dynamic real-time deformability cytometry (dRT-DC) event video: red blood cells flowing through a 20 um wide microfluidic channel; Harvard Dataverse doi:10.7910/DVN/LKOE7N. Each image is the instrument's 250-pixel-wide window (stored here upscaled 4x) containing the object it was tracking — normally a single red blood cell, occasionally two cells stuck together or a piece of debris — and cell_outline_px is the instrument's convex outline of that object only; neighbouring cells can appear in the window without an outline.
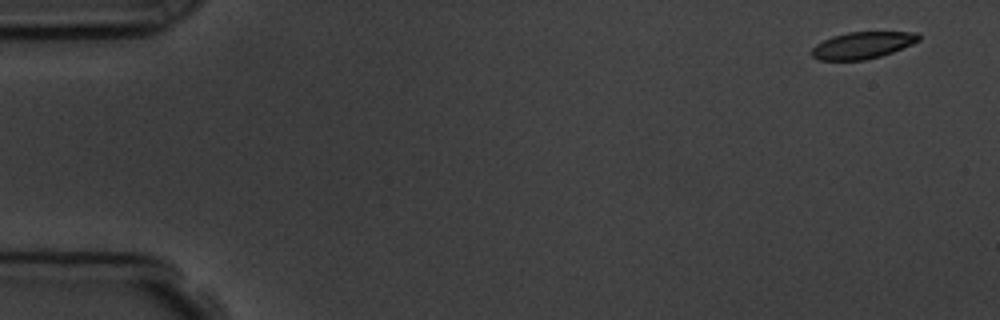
{"species": "common noctule bat (a hibernating species)", "species_latin": "Nyctalus noctula", "temperature_condition": "room temperature", "stored_images_in_passage": 8, "camera_frame_rate_fps": 3000, "um_per_image_px": 0.085, "animal": {"sex": "male", "body_mass_g": 19.5, "forearm_length_mm": 54.6}, "frame": {"image": 1, "passage_image": 1, "time_ms": 0.0, "image_size_px": [1000, 320], "cell_outline_px": [[920, 40], [912, 44], [892, 52], [880, 56], [864, 60], [820, 60], [812, 56], [812, 48], [816, 44], [832, 36], [848, 32], [916, 32], [920, 36]], "centroid_in_image_um": [73.31, 3.84], "position_along_channel_um": 11.7, "area_um2": 16.59}}
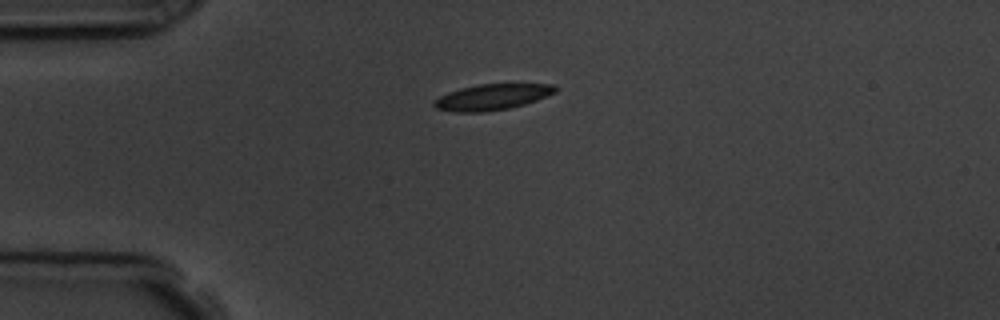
{"frame": {"image": 2, "passage_image": 4, "time_ms": 3.667, "image_size_px": [1000, 320], "cell_outline_px": [[556, 92], [536, 100], [524, 104], [508, 108], [480, 112], [456, 112], [436, 108], [432, 104], [432, 100], [448, 92], [460, 88], [476, 84], [556, 84]], "centroid_in_image_um": [41.79, 8.24], "position_along_channel_um": 43.2, "area_um2": 18.21}}
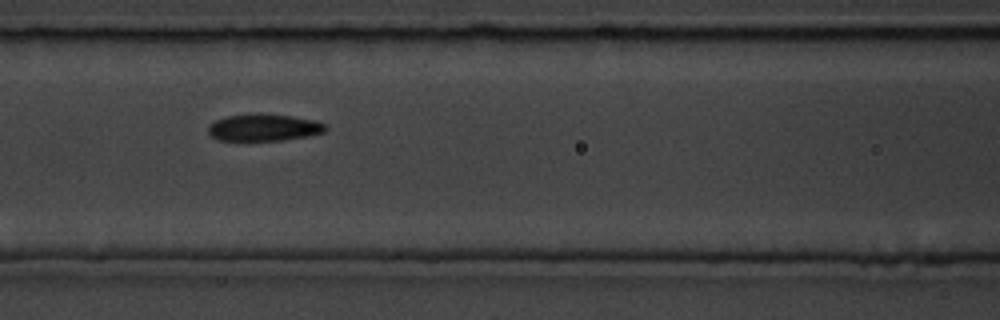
{"frame": {"image": 3, "passage_image": 7, "time_ms": 7.0, "image_size_px": [1000, 320], "cell_outline_px": [[328, 128], [324, 132], [308, 136], [284, 140], [216, 140], [208, 132], [208, 124], [216, 120], [228, 116], [292, 116], [312, 120], [328, 124]], "centroid_in_image_um": [22.45, 10.88], "position_along_channel_um": 144.1, "area_um2": 17.74}}